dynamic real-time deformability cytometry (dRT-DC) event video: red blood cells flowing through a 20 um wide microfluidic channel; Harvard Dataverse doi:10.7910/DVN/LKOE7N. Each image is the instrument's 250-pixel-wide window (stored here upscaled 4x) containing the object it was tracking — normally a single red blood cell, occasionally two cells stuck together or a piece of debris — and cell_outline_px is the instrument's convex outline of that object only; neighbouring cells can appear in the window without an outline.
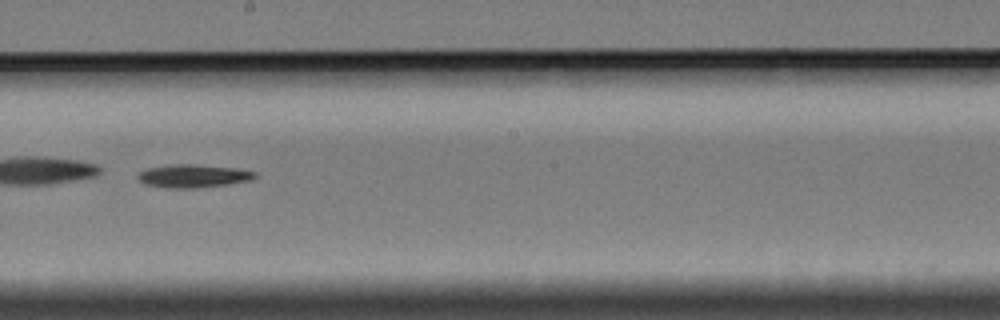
{"species": "Egyptian fruit bat (a non-hibernating species)", "species_latin": "Rousettus aegyptiacus", "temperature_condition": "cold", "stored_images_in_passage": 35, "camera_frame_rate_fps": 3000, "um_per_image_px": 0.085, "animal": {"sex": "female"}, "frame": {"image": 1, "passage_image": 15, "time_ms": 4.667, "image_size_px": [1000, 320], "cell_outline_px": [[256, 176], [248, 180], [224, 184], [192, 188], [168, 188], [148, 184], [140, 180], [136, 176], [140, 172], [148, 168], [176, 164], [196, 164], [236, 168], [256, 172]], "centroid_in_image_um": [16.41, 14.94], "position_along_channel_um": 231.8, "area_um2": 15.32}}
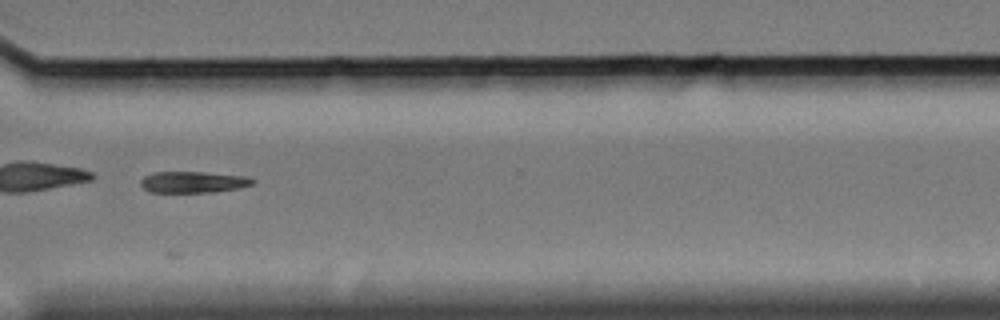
{"frame": {"image": 2, "passage_image": 26, "time_ms": 8.333, "image_size_px": [1000, 320], "cell_outline_px": [[256, 180], [252, 184], [236, 188], [208, 192], [148, 192], [140, 184], [140, 180], [144, 176], [152, 172], [204, 172], [248, 176]], "centroid_in_image_um": [16.38, 15.46], "position_along_channel_um": 354.2, "area_um2": 13.87}}